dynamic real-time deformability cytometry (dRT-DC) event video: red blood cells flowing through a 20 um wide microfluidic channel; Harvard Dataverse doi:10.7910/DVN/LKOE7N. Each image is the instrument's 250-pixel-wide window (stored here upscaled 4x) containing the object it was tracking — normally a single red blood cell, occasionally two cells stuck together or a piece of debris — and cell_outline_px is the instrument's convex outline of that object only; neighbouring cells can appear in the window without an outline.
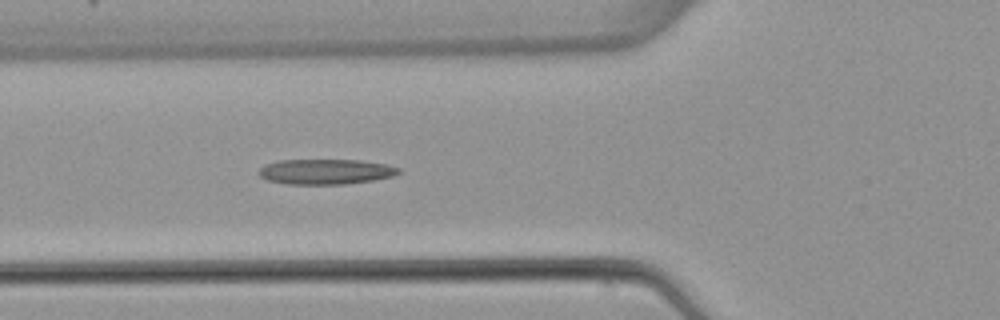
{"species": "common noctule bat (a hibernating species)", "species_latin": "Nyctalus noctula", "temperature_condition": "warm", "stored_images_in_passage": 4, "camera_frame_rate_fps": 3000, "um_per_image_px": 0.085, "animal": {"sex": "female", "body_mass_g": 22.7, "forearm_length_mm": 54.2}, "frame": {"image": 1, "passage_image": 4, "time_ms": 3.667, "image_size_px": [1000, 320], "cell_outline_px": [[400, 172], [392, 176], [376, 180], [344, 184], [288, 184], [268, 180], [260, 176], [256, 172], [264, 164], [280, 160], [360, 160], [388, 164], [400, 168]], "centroid_in_image_um": [27.68, 14.59], "position_along_channel_um": 98.1, "area_um2": 20.69}}